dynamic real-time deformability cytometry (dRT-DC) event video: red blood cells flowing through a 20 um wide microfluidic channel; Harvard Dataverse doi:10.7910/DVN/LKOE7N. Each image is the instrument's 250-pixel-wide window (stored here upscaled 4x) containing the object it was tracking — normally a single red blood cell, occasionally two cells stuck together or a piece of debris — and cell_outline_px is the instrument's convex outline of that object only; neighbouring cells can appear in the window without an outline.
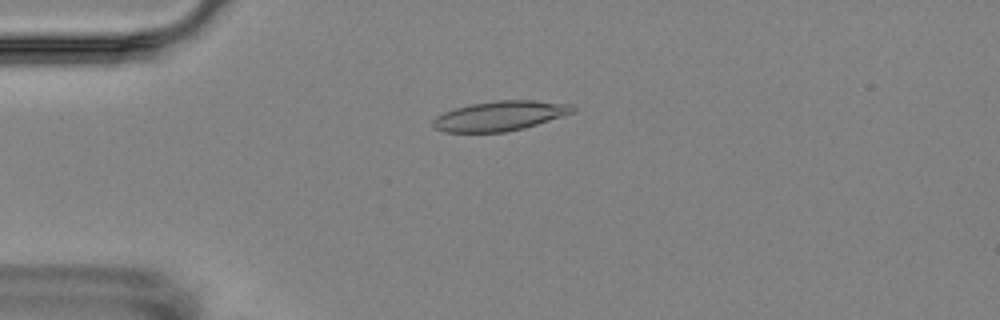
{"species": "Egyptian fruit bat (a non-hibernating species)", "species_latin": "Rousettus aegyptiacus", "temperature_condition": "room temperature", "stored_images_in_passage": 7, "camera_frame_rate_fps": 3000, "um_per_image_px": 0.085, "animal": {"sex": "female"}, "frame": {"image": 1, "passage_image": 4, "time_ms": 4.333, "image_size_px": [1000, 320], "cell_outline_px": [[576, 112], [524, 128], [504, 132], [444, 132], [432, 128], [432, 120], [436, 116], [444, 112], [456, 108], [472, 104], [496, 100], [536, 100], [568, 104], [576, 108]], "centroid_in_image_um": [42.48, 9.85], "position_along_channel_um": 42.5, "area_um2": 24.28}}
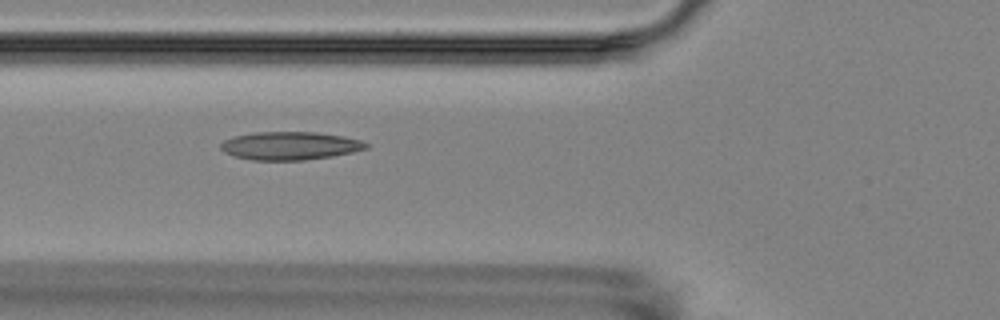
{"frame": {"image": 2, "passage_image": 6, "time_ms": 6.667, "image_size_px": [1000, 320], "cell_outline_px": [[368, 148], [352, 152], [332, 156], [304, 160], [252, 160], [236, 156], [224, 152], [220, 148], [220, 144], [224, 140], [232, 136], [256, 132], [316, 132], [344, 136], [360, 140], [368, 144]], "centroid_in_image_um": [24.63, 12.38], "position_along_channel_um": 101.2, "area_um2": 23.81}}